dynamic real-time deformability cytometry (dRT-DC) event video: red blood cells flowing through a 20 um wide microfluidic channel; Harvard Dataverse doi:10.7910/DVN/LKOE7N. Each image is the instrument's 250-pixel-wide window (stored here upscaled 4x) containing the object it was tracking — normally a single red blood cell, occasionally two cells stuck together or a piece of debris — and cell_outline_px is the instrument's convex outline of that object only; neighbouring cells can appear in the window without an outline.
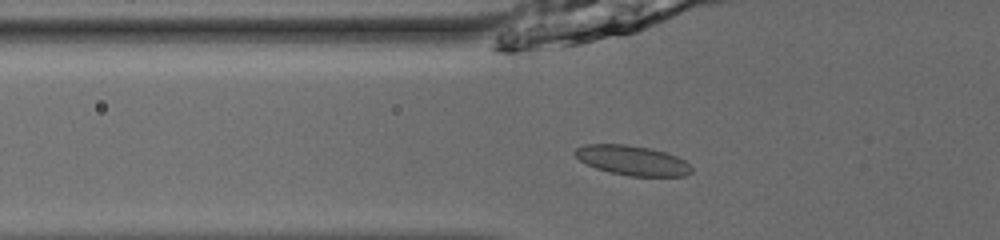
{"species": "common noctule bat (a hibernating species)", "species_latin": "Nyctalus noctula", "temperature_condition": "room temperature", "stored_images_in_passage": 51, "camera_frame_rate_fps": 3000, "um_per_image_px": 0.085, "animal": {"sex": "male", "body_mass_g": 13.0, "forearm_length_mm": 53.1}, "frame": {"image": 1, "passage_image": 20, "time_ms": 6.333, "image_size_px": [1000, 240], "cell_outline_px": [[692, 172], [684, 176], [628, 176], [608, 172], [596, 168], [580, 160], [572, 152], [576, 148], [584, 144], [628, 144], [648, 148], [664, 152], [676, 156], [684, 160], [692, 168]], "centroid_in_image_um": [53.72, 13.63], "position_along_channel_um": 72.1, "area_um2": 20.17}}
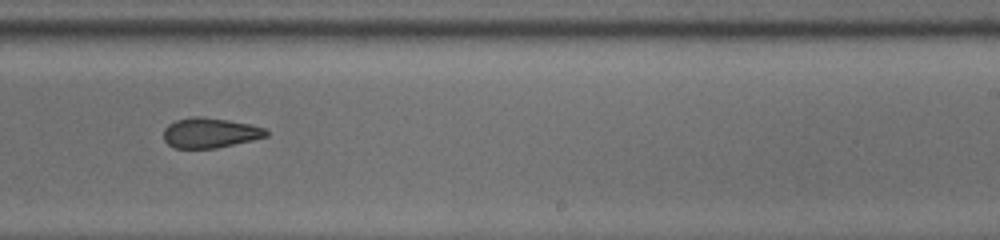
{"frame": {"image": 2, "passage_image": 35, "time_ms": 11.333, "image_size_px": [1000, 240], "cell_outline_px": [[268, 136], [252, 140], [216, 148], [176, 148], [168, 144], [164, 140], [164, 128], [168, 124], [176, 120], [192, 116], [200, 116], [228, 120], [252, 124], [264, 128], [268, 132]], "centroid_in_image_um": [17.84, 11.28], "position_along_channel_um": 271.2, "area_um2": 17.98}}
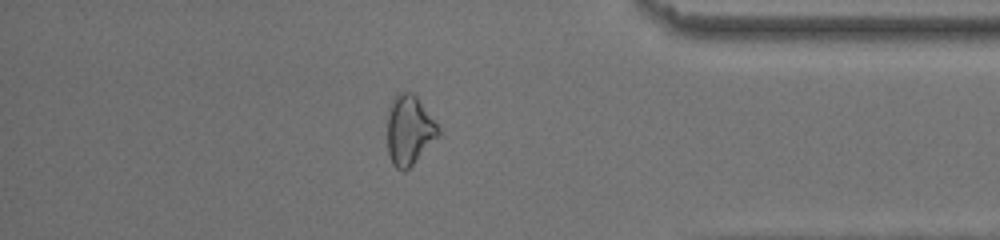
{"frame": {"image": 3, "passage_image": 46, "time_ms": 15.0, "image_size_px": [1000, 240], "cell_outline_px": [[440, 136], [404, 172], [396, 168], [392, 164], [388, 152], [388, 108], [396, 92], [412, 92], [416, 96], [440, 128]], "centroid_in_image_um": [34.78, 11.05], "position_along_channel_um": 400.4, "area_um2": 20.69}}